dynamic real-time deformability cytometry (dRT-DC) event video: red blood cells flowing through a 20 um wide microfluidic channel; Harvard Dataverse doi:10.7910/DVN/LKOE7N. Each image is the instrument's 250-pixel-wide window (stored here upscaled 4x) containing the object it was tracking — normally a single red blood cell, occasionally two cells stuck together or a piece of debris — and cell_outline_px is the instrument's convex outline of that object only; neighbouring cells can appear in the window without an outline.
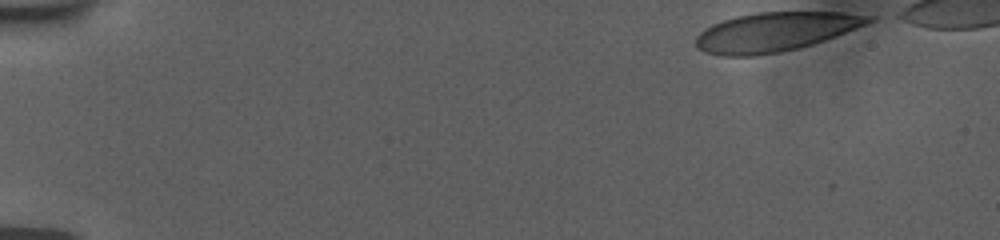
{"species": "human", "species_latin": "Homo sapiens", "temperature_condition": "room temperature", "stored_images_in_passage": 45, "camera_frame_rate_fps": 3000, "um_per_image_px": 0.085, "donor": {"sex": "female"}, "frame": {"image": 1, "passage_image": 1, "time_ms": 0.0, "image_size_px": [1000, 240], "cell_outline_px": [[880, 16], [876, 20], [856, 28], [824, 40], [812, 44], [780, 52], [752, 56], [720, 56], [704, 52], [696, 48], [696, 36], [704, 28], [712, 24], [736, 16], [756, 12], [840, 12]], "centroid_in_image_um": [65.88, 2.7], "position_along_channel_um": 19.1, "area_um2": 39.42}}
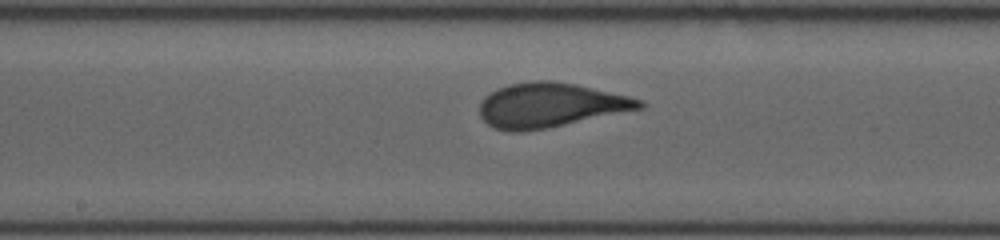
{"frame": {"image": 2, "passage_image": 26, "time_ms": 8.333, "image_size_px": [1000, 240], "cell_outline_px": [[648, 104], [644, 108], [548, 128], [524, 132], [508, 132], [492, 128], [480, 116], [480, 100], [484, 96], [508, 84], [532, 80], [552, 80], [576, 84], [628, 96], [644, 100]], "centroid_in_image_um": [46.77, 8.95], "position_along_channel_um": 201.4, "area_um2": 41.79}}
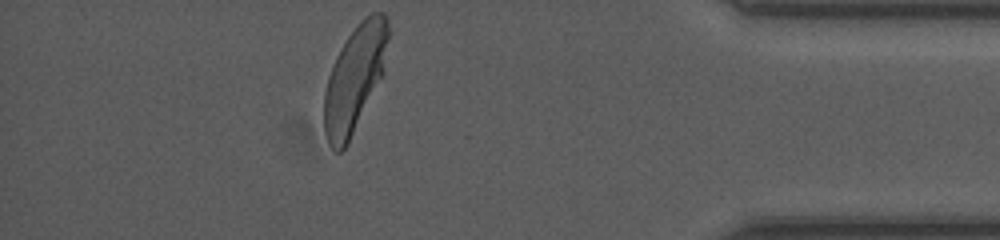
{"frame": {"image": 3, "passage_image": 45, "time_ms": 14.667, "image_size_px": [1000, 240], "cell_outline_px": [[392, 32], [380, 76], [348, 144], [340, 152], [336, 152], [328, 144], [324, 132], [324, 92], [328, 76], [336, 56], [340, 48], [348, 36], [360, 20], [364, 16], [372, 12], [384, 12], [388, 20]], "centroid_in_image_um": [30.14, 6.61], "position_along_channel_um": 405.1, "area_um2": 39.42}, "authors_computed_cell_mechanics": {"area_um2": 40.4022, "velocity_mm_per_s": 3.7511, "shape_relaxation_time_tau1_ms": 4.6791, "shape_relaxation_time_tau2_ms": null, "deformation_change_tau1": 0.1708, "deformation_change_tau2": null}}